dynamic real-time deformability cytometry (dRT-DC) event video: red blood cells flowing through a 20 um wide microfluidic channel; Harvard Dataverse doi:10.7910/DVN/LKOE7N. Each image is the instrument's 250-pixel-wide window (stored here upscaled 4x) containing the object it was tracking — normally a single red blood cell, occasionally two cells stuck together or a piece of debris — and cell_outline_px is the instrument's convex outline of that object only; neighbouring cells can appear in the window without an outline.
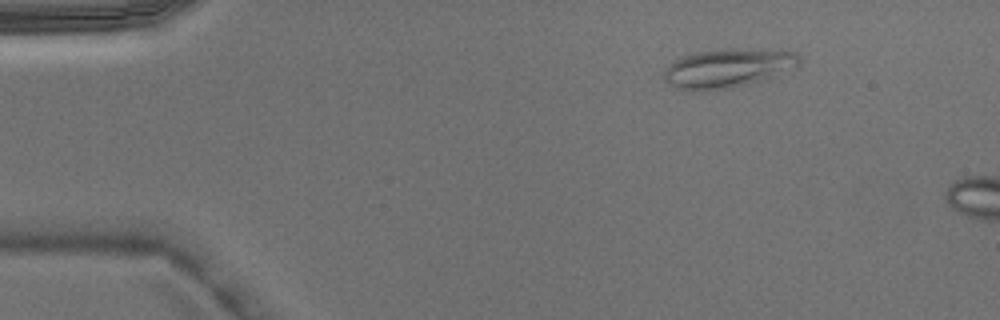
{"species": "Egyptian fruit bat (a non-hibernating species)", "species_latin": "Rousettus aegyptiacus", "temperature_condition": "warm", "stored_images_in_passage": 3, "camera_frame_rate_fps": 3000, "um_per_image_px": 0.085, "animal": {"sex": "male"}, "frame": {"image": 1, "passage_image": 1, "time_ms": 0.0, "image_size_px": [1000, 320], "cell_outline_px": [[800, 64], [796, 68], [772, 80], [728, 88], [704, 92], [688, 92], [676, 88], [664, 80], [664, 68], [668, 64], [684, 56], [696, 52], [720, 48], [780, 48], [796, 52], [800, 56]], "centroid_in_image_um": [61.97, 5.79], "position_along_channel_um": 23.0, "area_um2": 32.43}}